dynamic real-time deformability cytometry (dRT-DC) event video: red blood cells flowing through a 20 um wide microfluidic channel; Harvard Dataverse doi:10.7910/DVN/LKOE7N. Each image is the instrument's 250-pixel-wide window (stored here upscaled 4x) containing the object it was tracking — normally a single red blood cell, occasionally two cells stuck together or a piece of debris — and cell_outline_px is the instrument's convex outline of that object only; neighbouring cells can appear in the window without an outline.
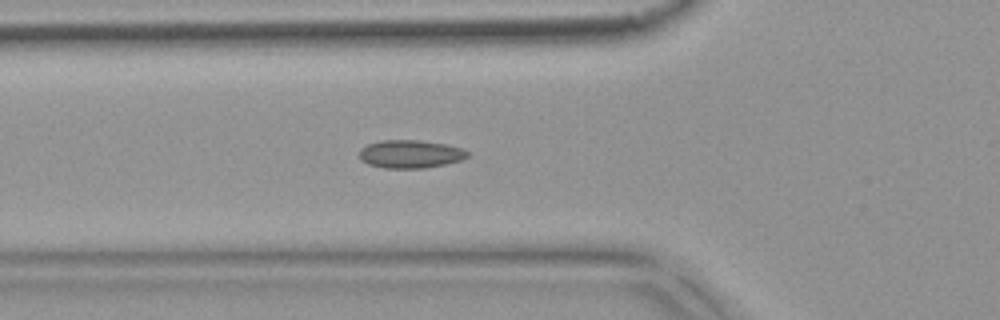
{"species": "common noctule bat (a hibernating species)", "species_latin": "Nyctalus noctula", "temperature_condition": "warm", "stored_images_in_passage": 42, "camera_frame_rate_fps": 3000, "um_per_image_px": 0.085, "animal": {"sex": "female", "body_mass_g": 18.4}, "frame": {"image": 1, "passage_image": 7, "time_ms": 2.0, "image_size_px": [1000, 320], "cell_outline_px": [[468, 156], [460, 160], [444, 164], [424, 168], [384, 168], [368, 164], [360, 160], [360, 148], [368, 144], [380, 140], [420, 140], [444, 144], [460, 148], [468, 152]], "centroid_in_image_um": [34.83, 13.09], "position_along_channel_um": 91.0, "area_um2": 17.57}}
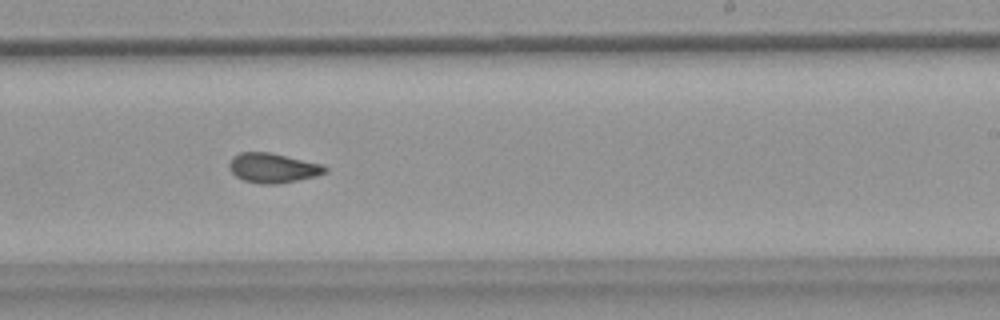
{"frame": {"image": 2, "passage_image": 21, "time_ms": 6.667, "image_size_px": [1000, 320], "cell_outline_px": [[328, 172], [316, 176], [276, 184], [260, 184], [244, 180], [236, 176], [228, 168], [228, 164], [232, 156], [240, 152], [268, 152], [324, 164], [328, 168]], "centroid_in_image_um": [23.2, 14.27], "position_along_channel_um": 265.8, "area_um2": 16.65}}
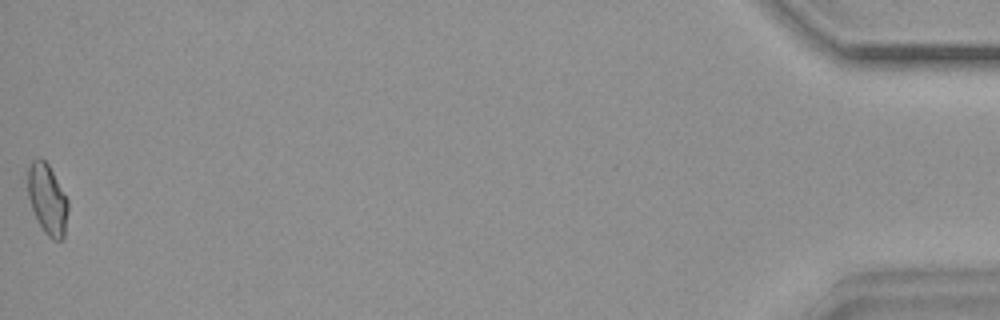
{"frame": {"image": 3, "passage_image": 42, "time_ms": 13.667, "image_size_px": [1000, 320], "cell_outline_px": [[68, 208], [64, 236], [60, 240], [52, 240], [44, 232], [32, 208], [28, 196], [28, 168], [32, 160], [36, 156], [40, 156], [48, 164], [68, 200]], "centroid_in_image_um": [4.02, 16.91], "position_along_channel_um": 431.2, "area_um2": 16.36}, "authors_computed_cell_mechanics": {"area_um2": 16.5019, "velocity_mm_per_s": 3.7533, "shape_relaxation_time_tau1_ms": null, "shape_relaxation_time_tau2_ms": 1.8857, "deformation_change_tau1": null, "deformation_change_tau2": 0.0628}}